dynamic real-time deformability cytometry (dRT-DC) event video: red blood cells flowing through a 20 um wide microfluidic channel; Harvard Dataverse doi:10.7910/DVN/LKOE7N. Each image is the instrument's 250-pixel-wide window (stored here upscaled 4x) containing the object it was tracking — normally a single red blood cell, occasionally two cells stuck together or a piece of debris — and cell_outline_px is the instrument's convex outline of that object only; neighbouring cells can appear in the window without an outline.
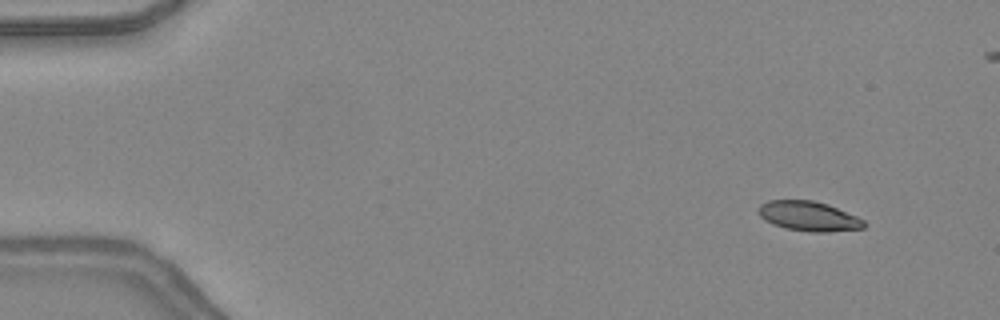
{"species": "common noctule bat (a hibernating species)", "species_latin": "Nyctalus noctula", "temperature_condition": "warm", "stored_images_in_passage": 49, "camera_frame_rate_fps": 3000, "um_per_image_px": 0.085, "animal": {"sex": "female", "body_mass_g": 24.6, "forearm_length_mm": 56.2}, "frame": {"image": 1, "passage_image": 5, "time_ms": 1.333, "image_size_px": [1000, 320], "cell_outline_px": [[868, 224], [864, 228], [828, 232], [808, 232], [788, 228], [772, 224], [764, 220], [760, 216], [760, 204], [768, 200], [812, 200], [828, 204], [856, 216], [864, 220]], "centroid_in_image_um": [68.77, 18.38], "position_along_channel_um": 16.2, "area_um2": 18.26}}
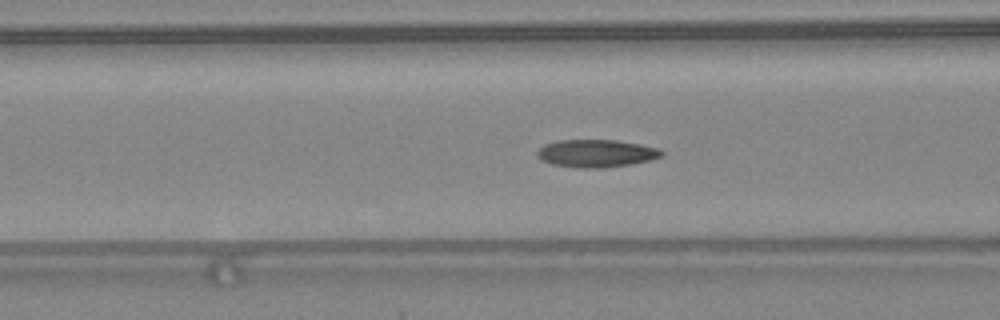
{"frame": {"image": 2, "passage_image": 20, "time_ms": 6.333, "image_size_px": [1000, 320], "cell_outline_px": [[664, 156], [652, 160], [632, 164], [604, 168], [576, 168], [552, 164], [540, 160], [536, 156], [536, 152], [544, 144], [556, 140], [616, 140], [640, 144], [660, 148], [664, 152]], "centroid_in_image_um": [50.7, 13.04], "position_along_channel_um": 115.9, "area_um2": 20.46}}
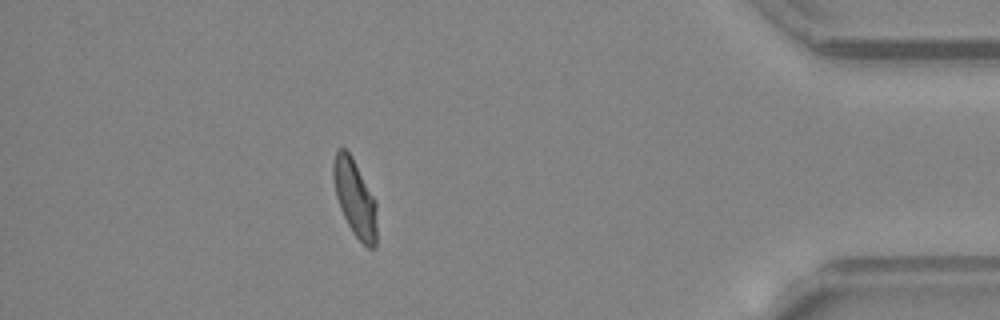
{"frame": {"image": 3, "passage_image": 43, "time_ms": 14.0, "image_size_px": [1000, 320], "cell_outline_px": [[376, 244], [372, 248], [368, 248], [352, 232], [340, 208], [336, 196], [332, 176], [332, 164], [336, 152], [340, 148], [344, 148], [352, 156], [376, 200]], "centroid_in_image_um": [30.16, 16.81], "position_along_channel_um": 405.0, "area_um2": 19.48}, "authors_computed_cell_mechanics": {"area_um2": 19.4208, "velocity_mm_per_s": 4.3695, "shape_relaxation_time_tau1_ms": 6.9499, "shape_relaxation_time_tau2_ms": 0.9112, "deformation_change_tau1": 0.2281, "deformation_change_tau2": 0.0683}}